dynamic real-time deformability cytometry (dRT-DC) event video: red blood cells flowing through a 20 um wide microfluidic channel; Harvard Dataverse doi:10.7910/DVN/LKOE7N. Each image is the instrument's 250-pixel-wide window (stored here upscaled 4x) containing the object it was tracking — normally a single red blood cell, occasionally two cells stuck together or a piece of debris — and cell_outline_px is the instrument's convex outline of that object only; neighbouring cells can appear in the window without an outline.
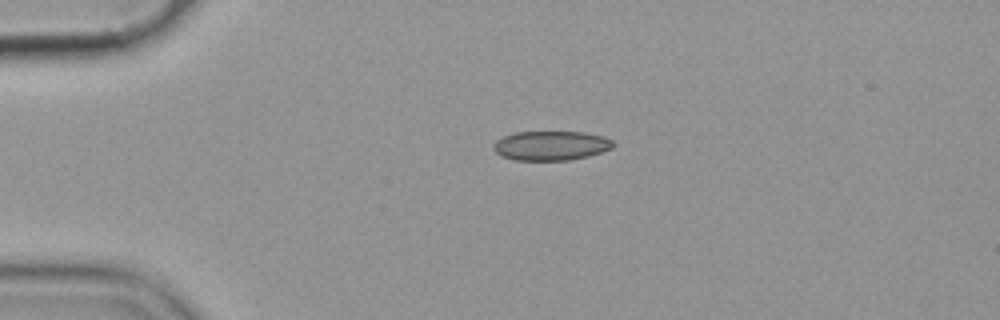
{"species": "common noctule bat (a hibernating species)", "species_latin": "Nyctalus noctula", "temperature_condition": "cold", "stored_images_in_passage": 2, "camera_frame_rate_fps": 3000, "um_per_image_px": 0.085, "animal": {"sex": "female", "body_mass_g": 19.9}, "frame": {"image": 1, "passage_image": 1, "time_ms": 0.0, "image_size_px": [1000, 320], "cell_outline_px": [[616, 144], [612, 148], [588, 156], [568, 160], [512, 160], [500, 156], [492, 148], [492, 144], [496, 140], [504, 136], [516, 132], [584, 132], [604, 136], [612, 140]], "centroid_in_image_um": [46.81, 12.38], "position_along_channel_um": 38.2, "area_um2": 20.63}}
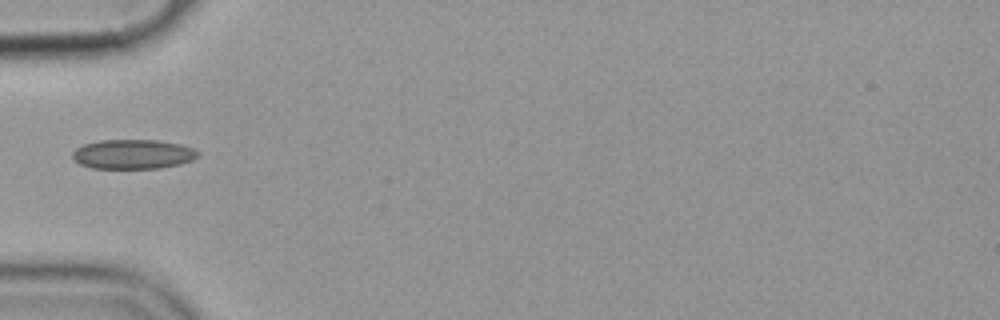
{"frame": {"image": 2, "passage_image": 2, "time_ms": 2.0, "image_size_px": [1000, 320], "cell_outline_px": [[196, 156], [192, 160], [180, 164], [160, 168], [92, 168], [80, 164], [72, 156], [72, 152], [76, 148], [84, 144], [100, 140], [156, 140], [180, 144], [192, 148], [196, 152]], "centroid_in_image_um": [11.26, 13.1], "position_along_channel_um": 73.7, "area_um2": 21.33}}